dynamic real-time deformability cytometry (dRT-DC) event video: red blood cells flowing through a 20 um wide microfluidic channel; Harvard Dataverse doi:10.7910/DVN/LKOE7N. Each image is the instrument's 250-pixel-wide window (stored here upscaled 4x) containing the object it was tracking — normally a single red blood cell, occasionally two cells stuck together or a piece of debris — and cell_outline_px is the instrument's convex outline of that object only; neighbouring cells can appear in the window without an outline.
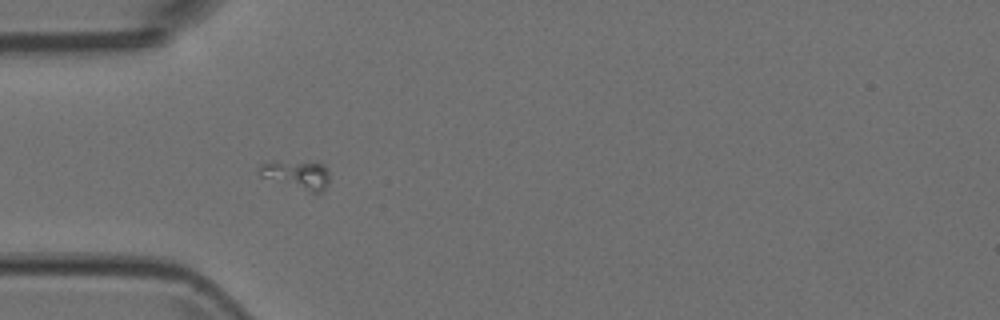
{"species": "Egyptian fruit bat (a non-hibernating species)", "species_latin": "Rousettus aegyptiacus", "temperature_condition": "room temperature", "stored_images_in_passage": 8, "camera_frame_rate_fps": 3000, "um_per_image_px": 0.085, "animal": {"sex": "female"}, "frame": {"image": 1, "passage_image": 6, "time_ms": 1.667, "image_size_px": [1000, 320], "cell_outline_px": [[328, 184], [324, 192], [312, 192], [260, 176], [260, 164], [324, 164], [328, 172]], "centroid_in_image_um": [25.33, 14.92], "position_along_channel_um": 59.7, "area_um2": 10.52}}